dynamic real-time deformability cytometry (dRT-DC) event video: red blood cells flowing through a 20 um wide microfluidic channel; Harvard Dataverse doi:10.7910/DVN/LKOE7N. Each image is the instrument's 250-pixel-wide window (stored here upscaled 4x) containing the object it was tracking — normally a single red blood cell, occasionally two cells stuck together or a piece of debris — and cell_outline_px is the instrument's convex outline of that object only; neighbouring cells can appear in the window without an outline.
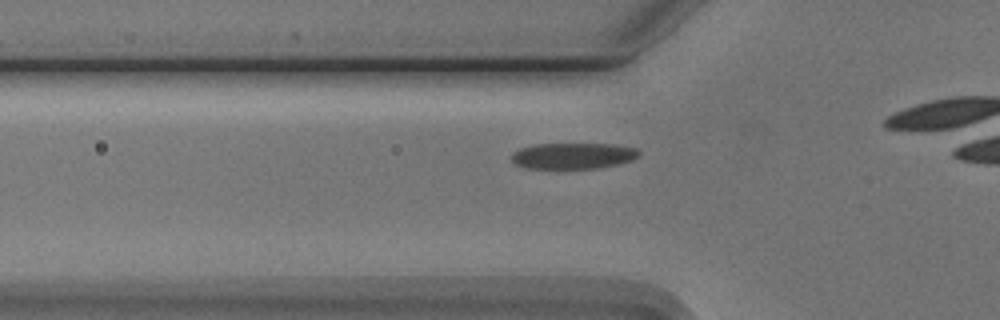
{"species": "Egyptian fruit bat (a non-hibernating species)", "species_latin": "Rousettus aegyptiacus", "temperature_condition": "cold", "stored_images_in_passage": 16, "camera_frame_rate_fps": 3000, "um_per_image_px": 0.085, "animal": {"sex": "male"}, "frame": {"image": 1, "passage_image": 10, "time_ms": 3.0, "image_size_px": [1000, 320], "cell_outline_px": [[640, 156], [632, 160], [600, 168], [528, 168], [516, 164], [512, 160], [512, 152], [520, 148], [532, 144], [612, 144], [636, 148], [640, 152]], "centroid_in_image_um": [48.72, 13.23], "position_along_channel_um": 77.1, "area_um2": 19.31}}
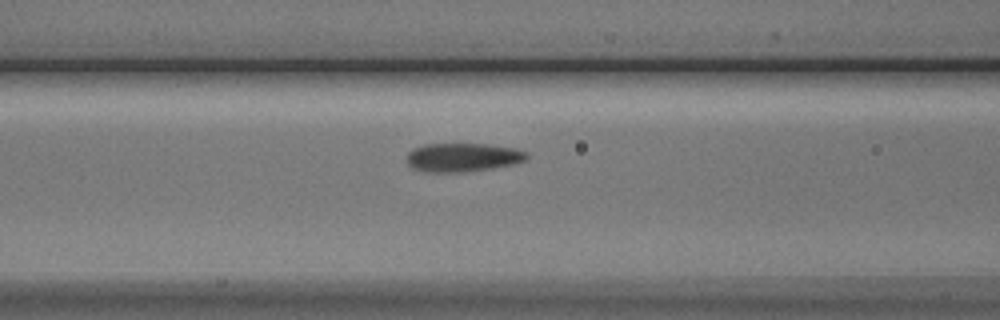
{"frame": {"image": 2, "passage_image": 14, "time_ms": 4.333, "image_size_px": [1000, 320], "cell_outline_px": [[528, 156], [524, 160], [512, 164], [492, 168], [464, 172], [428, 172], [412, 168], [408, 164], [408, 152], [412, 148], [424, 144], [488, 144], [516, 148], [528, 152]], "centroid_in_image_um": [39.33, 13.37], "position_along_channel_um": 127.3, "area_um2": 20.06}}